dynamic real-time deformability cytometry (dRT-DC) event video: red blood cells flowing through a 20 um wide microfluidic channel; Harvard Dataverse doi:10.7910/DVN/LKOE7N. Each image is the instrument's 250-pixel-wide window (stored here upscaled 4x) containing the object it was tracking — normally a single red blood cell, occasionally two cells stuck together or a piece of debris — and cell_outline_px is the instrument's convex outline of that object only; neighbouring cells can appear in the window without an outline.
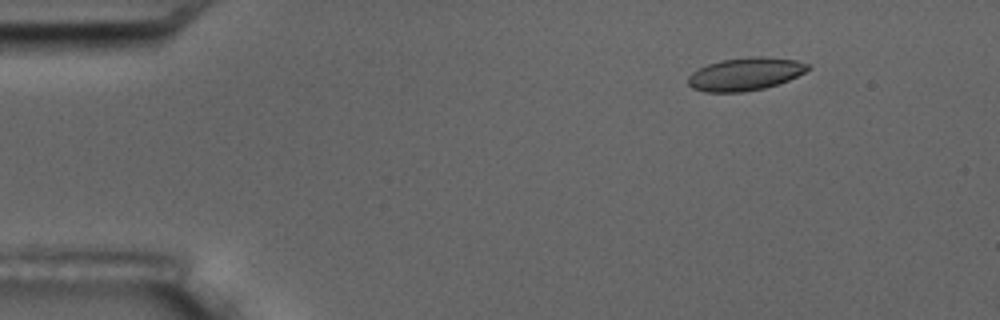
{"species": "common noctule bat (a hibernating species)", "species_latin": "Nyctalus noctula", "temperature_condition": "room temperature", "stored_images_in_passage": 5, "camera_frame_rate_fps": 3000, "um_per_image_px": 0.085, "animal": {"sex": "male", "body_mass_g": 17.5, "forearm_length_mm": 52.3}, "frame": {"image": 1, "passage_image": 3, "time_ms": 2.333, "image_size_px": [1000, 320], "cell_outline_px": [[812, 68], [788, 80], [764, 88], [744, 92], [704, 92], [692, 88], [688, 84], [688, 76], [692, 72], [708, 64], [720, 60], [752, 56], [760, 56], [796, 60], [808, 64]], "centroid_in_image_um": [63.33, 6.29], "position_along_channel_um": 21.7, "area_um2": 22.89}}